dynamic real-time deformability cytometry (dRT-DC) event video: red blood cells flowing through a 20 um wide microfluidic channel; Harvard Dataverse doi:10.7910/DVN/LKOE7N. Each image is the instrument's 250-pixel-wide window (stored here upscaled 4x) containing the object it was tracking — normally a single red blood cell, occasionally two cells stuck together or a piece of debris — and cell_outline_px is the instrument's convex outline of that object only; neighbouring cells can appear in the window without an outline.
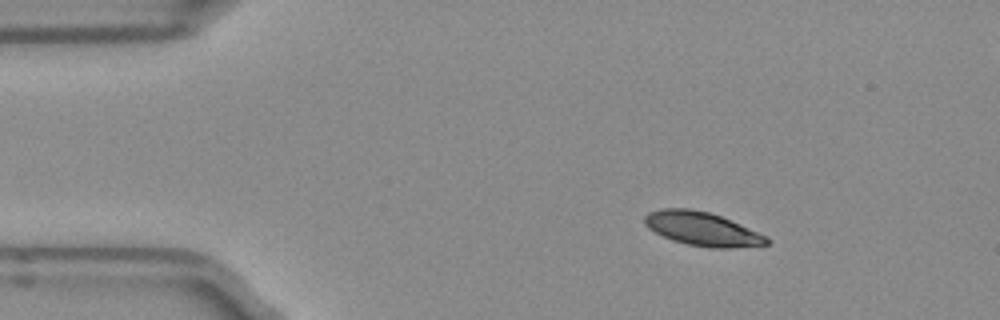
{"species": "Egyptian fruit bat (a non-hibernating species)", "species_latin": "Rousettus aegyptiacus", "temperature_condition": "room temperature", "stored_images_in_passage": 45, "camera_frame_rate_fps": 3000, "um_per_image_px": 0.085, "frame": {"image": 1, "passage_image": 1, "time_ms": 0.0, "image_size_px": [1000, 320], "cell_outline_px": [[772, 240], [768, 244], [732, 248], [712, 248], [688, 244], [672, 240], [648, 228], [644, 224], [644, 216], [648, 212], [660, 208], [692, 208], [708, 212], [720, 216], [768, 236]], "centroid_in_image_um": [59.69, 19.45], "position_along_channel_um": 25.3, "area_um2": 23.99}}
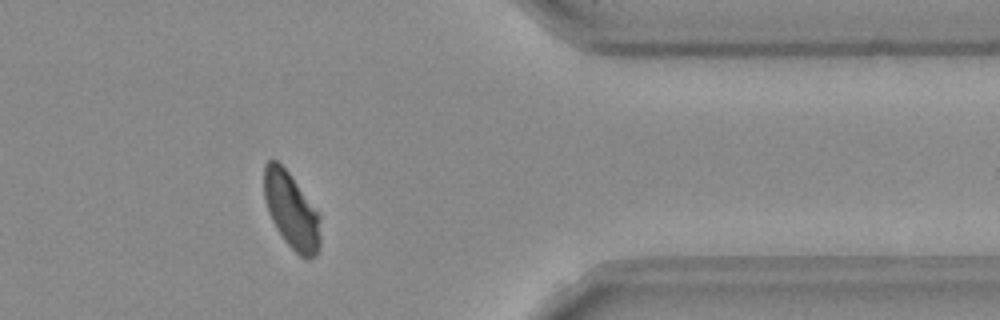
{"frame": {"image": 2, "passage_image": 35, "time_ms": 11.333, "image_size_px": [1000, 320], "cell_outline_px": [[320, 244], [316, 256], [300, 256], [284, 240], [276, 228], [268, 212], [264, 196], [264, 164], [268, 160], [276, 160], [288, 172], [320, 216]], "centroid_in_image_um": [24.75, 17.9], "position_along_channel_um": 386.7, "area_um2": 24.45}}
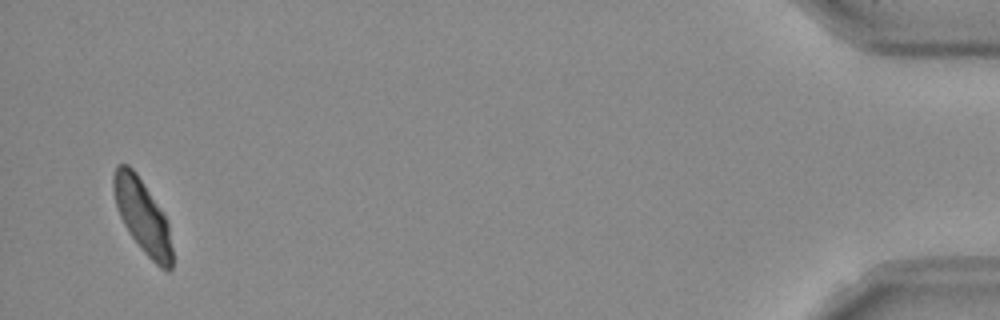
{"frame": {"image": 3, "passage_image": 43, "time_ms": 14.0, "image_size_px": [1000, 320], "cell_outline_px": [[172, 268], [168, 272], [160, 268], [140, 248], [124, 224], [120, 216], [116, 204], [112, 188], [112, 176], [116, 164], [128, 164], [136, 172], [164, 216], [168, 224], [172, 248]], "centroid_in_image_um": [12.09, 18.37], "position_along_channel_um": 423.1, "area_um2": 24.8}, "authors_computed_cell_mechanics": {"area_um2": 25.0274, "velocity_mm_per_s": 3.9135, "shape_relaxation_time_tau1_ms": 2.5145, "shape_relaxation_time_tau2_ms": 0.9476, "deformation_change_tau1": 0.0931, "deformation_change_tau2": 0.0479}}